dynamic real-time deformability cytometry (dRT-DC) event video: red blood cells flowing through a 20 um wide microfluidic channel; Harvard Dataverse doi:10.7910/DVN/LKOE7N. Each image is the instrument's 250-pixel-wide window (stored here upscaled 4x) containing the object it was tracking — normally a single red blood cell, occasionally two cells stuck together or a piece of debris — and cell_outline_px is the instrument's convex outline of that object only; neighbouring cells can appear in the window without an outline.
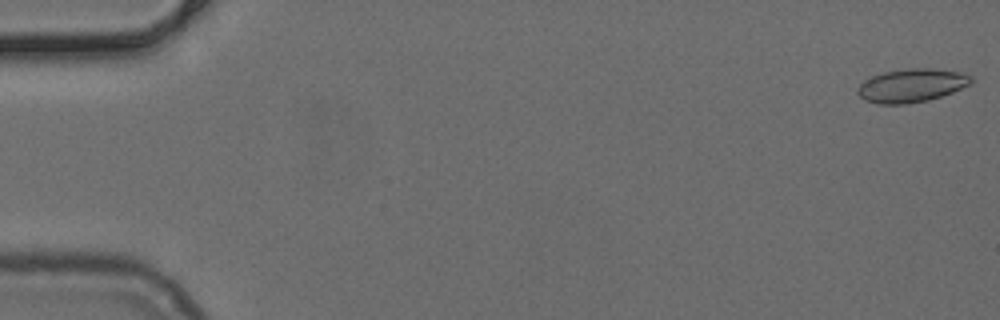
{"species": "common noctule bat (a hibernating species)", "species_latin": "Nyctalus noctula", "temperature_condition": "cold", "stored_images_in_passage": 52, "camera_frame_rate_fps": 3000, "um_per_image_px": 0.085, "animal": {"sex": "female", "body_mass_g": 24.6, "forearm_length_mm": 56.2}, "frame": {"image": 1, "passage_image": 1, "time_ms": 0.0, "image_size_px": [1000, 320], "cell_outline_px": [[972, 84], [952, 92], [928, 100], [908, 104], [880, 104], [864, 100], [856, 92], [856, 88], [864, 80], [872, 76], [884, 72], [912, 68], [928, 68], [956, 72], [972, 76]], "centroid_in_image_um": [77.45, 7.28], "position_along_channel_um": 7.6, "area_um2": 21.96}}
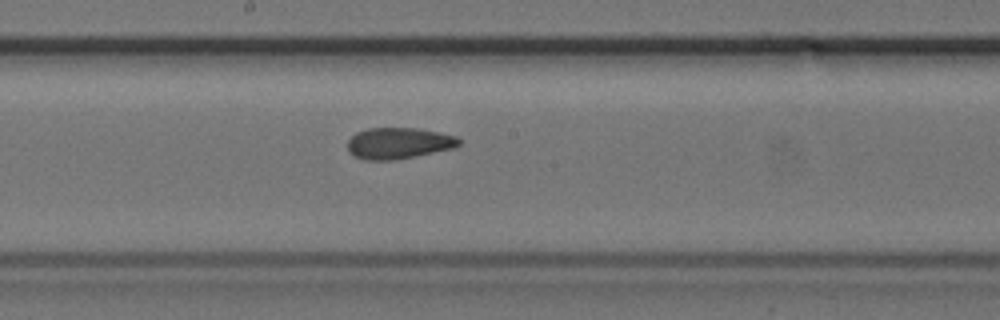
{"frame": {"image": 2, "passage_image": 28, "time_ms": 9.0, "image_size_px": [1000, 320], "cell_outline_px": [[460, 144], [452, 148], [416, 156], [396, 160], [364, 160], [352, 156], [348, 152], [348, 140], [356, 132], [368, 128], [416, 128], [440, 132], [456, 136], [460, 140]], "centroid_in_image_um": [33.84, 12.18], "position_along_channel_um": 214.4, "area_um2": 20.4}}
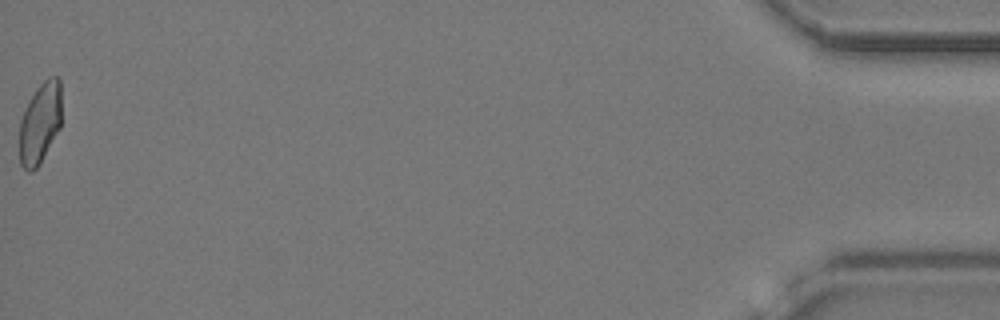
{"frame": {"image": 3, "passage_image": 52, "time_ms": 17.0, "image_size_px": [1000, 320], "cell_outline_px": [[60, 128], [40, 164], [32, 172], [28, 172], [20, 164], [20, 120], [36, 88], [48, 76], [56, 76], [60, 80]], "centroid_in_image_um": [3.4, 10.48], "position_along_channel_um": 431.8, "area_um2": 19.71}}